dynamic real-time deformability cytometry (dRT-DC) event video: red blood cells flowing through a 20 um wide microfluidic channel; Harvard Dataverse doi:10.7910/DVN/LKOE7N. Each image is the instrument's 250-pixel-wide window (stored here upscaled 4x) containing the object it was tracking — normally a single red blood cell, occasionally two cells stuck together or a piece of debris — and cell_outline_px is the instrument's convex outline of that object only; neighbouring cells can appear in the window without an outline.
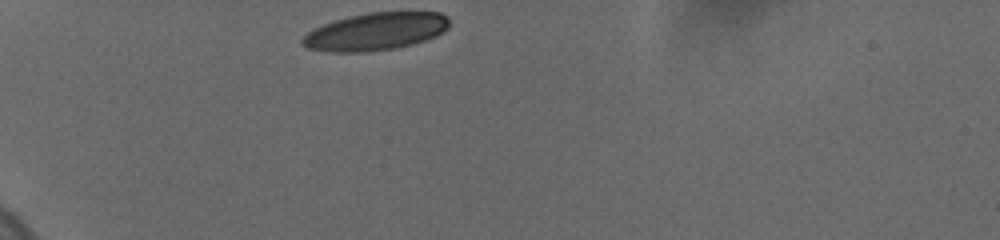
{"species": "human", "species_latin": "Homo sapiens", "temperature_condition": "cold", "stored_images_in_passage": 26, "camera_frame_rate_fps": 3000, "um_per_image_px": 0.085, "donor": {"sex": "female"}, "frame": {"image": 1, "passage_image": 1, "time_ms": 0.0, "image_size_px": [1000, 240], "cell_outline_px": [[448, 28], [444, 32], [436, 36], [412, 44], [396, 48], [364, 52], [328, 52], [308, 48], [300, 44], [300, 40], [308, 32], [324, 24], [348, 16], [368, 12], [440, 12], [448, 16]], "centroid_in_image_um": [31.93, 2.68], "position_along_channel_um": 53.1, "area_um2": 32.19}}
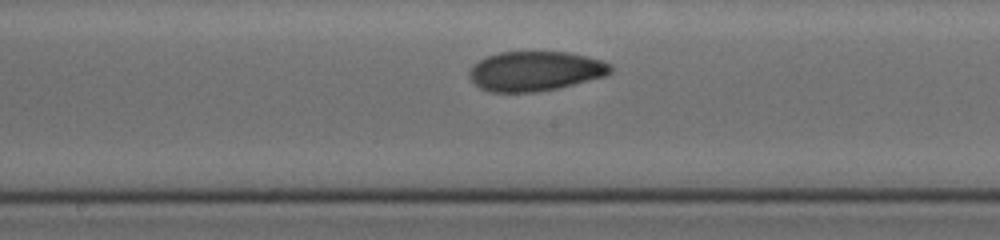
{"frame": {"image": 2, "passage_image": 10, "time_ms": 5.0, "image_size_px": [1000, 240], "cell_outline_px": [[612, 72], [604, 76], [556, 88], [536, 92], [492, 92], [480, 88], [468, 76], [468, 72], [472, 64], [488, 56], [500, 52], [568, 52], [600, 60], [612, 64]], "centroid_in_image_um": [45.46, 6.04], "position_along_channel_um": 202.7, "area_um2": 32.43}}
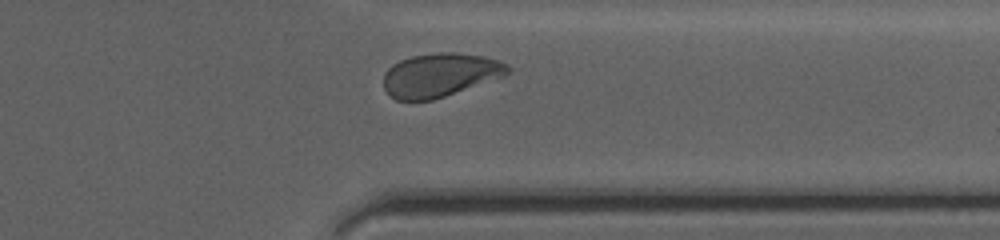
{"frame": {"image": 3, "passage_image": 21, "time_ms": 9.667, "image_size_px": [1000, 240], "cell_outline_px": [[512, 68], [504, 76], [432, 100], [396, 100], [384, 88], [384, 72], [392, 64], [400, 60], [412, 56], [436, 52], [456, 52], [484, 56], [508, 64]], "centroid_in_image_um": [37.4, 6.36], "position_along_channel_um": 374.0, "area_um2": 31.44}, "authors_computed_cell_mechanics": {"area_um2": 31.9923, "velocity_mm_per_s": 3.6752, "shape_relaxation_time_tau1_ms": 8.6902, "shape_relaxation_time_tau2_ms": 1.6344, "deformation_change_tau1": 0.1933, "deformation_change_tau2": 0.0591}}